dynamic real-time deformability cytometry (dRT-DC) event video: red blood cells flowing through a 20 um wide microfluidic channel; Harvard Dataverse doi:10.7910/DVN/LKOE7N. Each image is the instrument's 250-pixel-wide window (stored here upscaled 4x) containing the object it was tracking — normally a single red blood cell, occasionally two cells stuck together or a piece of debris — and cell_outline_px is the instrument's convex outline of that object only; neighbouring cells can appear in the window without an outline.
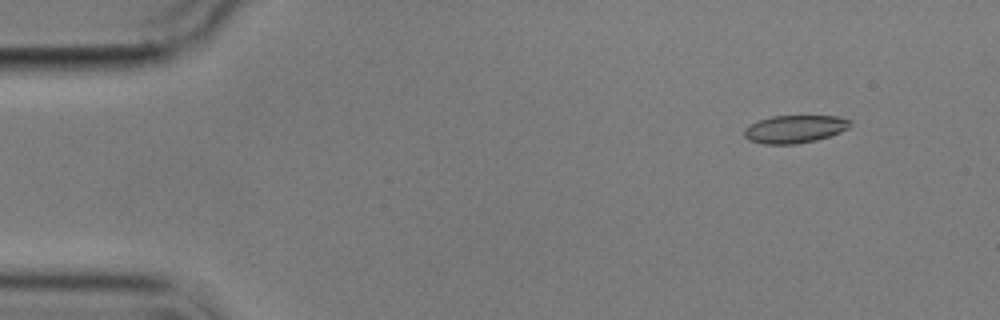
{"species": "common noctule bat (a hibernating species)", "species_latin": "Nyctalus noctula", "temperature_condition": "cold", "stored_images_in_passage": 5, "camera_frame_rate_fps": 3000, "um_per_image_px": 0.085, "animal": {"sex": "male", "body_mass_g": 17.9}, "frame": {"image": 1, "passage_image": 2, "time_ms": 1.0, "image_size_px": [1000, 320], "cell_outline_px": [[852, 124], [848, 128], [840, 132], [816, 140], [796, 144], [764, 144], [748, 140], [744, 136], [744, 128], [748, 124], [772, 116], [836, 116], [852, 120]], "centroid_in_image_um": [67.53, 10.97], "position_along_channel_um": 17.5, "area_um2": 17.22}}
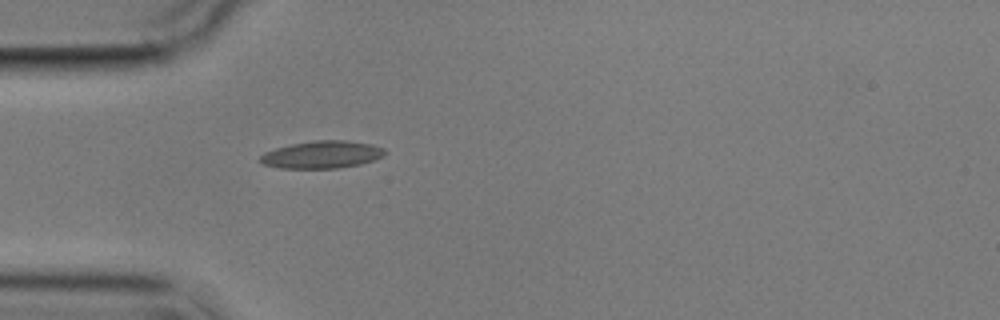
{"frame": {"image": 2, "passage_image": 5, "time_ms": 4.667, "image_size_px": [1000, 320], "cell_outline_px": [[388, 152], [384, 156], [360, 164], [336, 168], [280, 168], [264, 164], [260, 160], [260, 156], [264, 152], [276, 148], [292, 144], [316, 140], [344, 140], [372, 144], [384, 148]], "centroid_in_image_um": [27.39, 13.13], "position_along_channel_um": 57.6, "area_um2": 19.83}}